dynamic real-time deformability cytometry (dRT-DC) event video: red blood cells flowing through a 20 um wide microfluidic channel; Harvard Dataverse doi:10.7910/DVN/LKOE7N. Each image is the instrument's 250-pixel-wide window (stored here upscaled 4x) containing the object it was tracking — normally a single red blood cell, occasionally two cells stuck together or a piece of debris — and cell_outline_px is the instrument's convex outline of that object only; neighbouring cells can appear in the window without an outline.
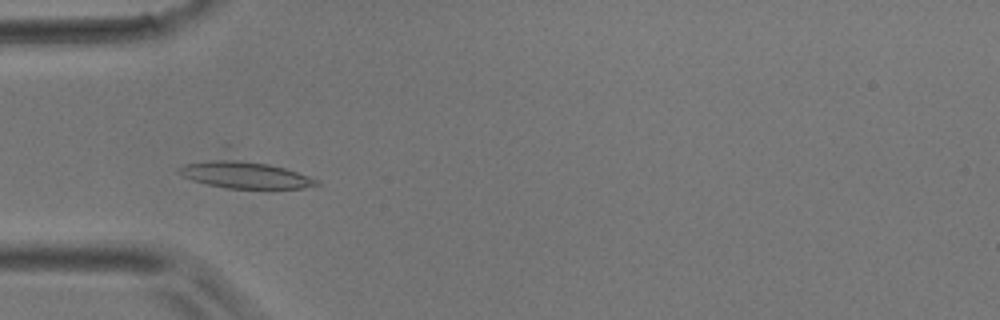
{"species": "common noctule bat (a hibernating species)", "species_latin": "Nyctalus noctula", "temperature_condition": "room temperature", "stored_images_in_passage": 5, "camera_frame_rate_fps": 3000, "um_per_image_px": 0.085, "animal": {"sex": "male", "body_mass_g": 17.9}, "frame": {"image": 1, "passage_image": 3, "time_ms": 0.667, "image_size_px": [1000, 320], "cell_outline_px": [[320, 184], [304, 188], [228, 188], [208, 184], [192, 180], [176, 172], [176, 168], [224, 144], [228, 144], [320, 180]], "centroid_in_image_um": [20.63, 14.53], "position_along_channel_um": 64.4, "area_um2": 27.05}}
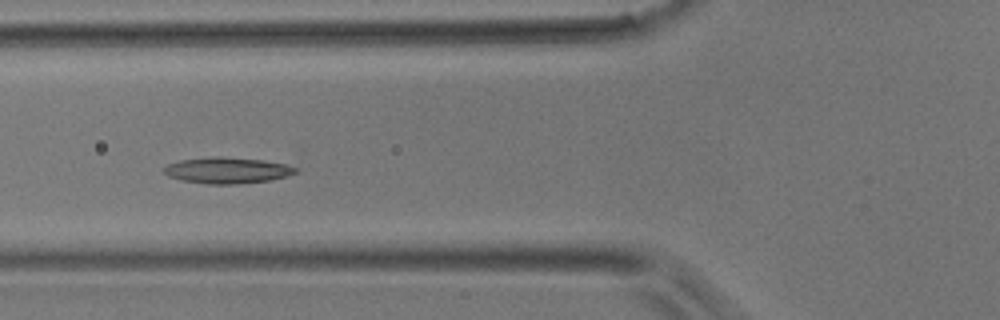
{"frame": {"image": 2, "passage_image": 4, "time_ms": 1.0, "image_size_px": [1000, 320], "cell_outline_px": [[300, 172], [288, 176], [268, 180], [236, 184], [208, 184], [180, 180], [168, 176], [164, 172], [164, 168], [168, 164], [180, 160], [264, 160], [284, 164], [300, 168]], "centroid_in_image_um": [19.39, 14.54], "position_along_channel_um": 106.4, "area_um2": 18.84}}
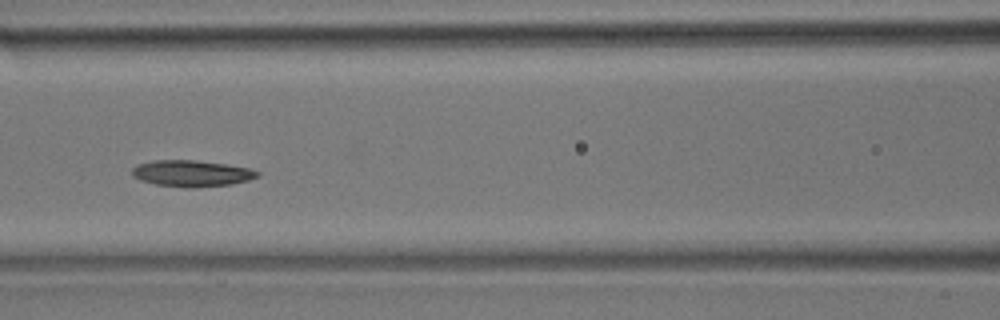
{"frame": {"image": 3, "passage_image": 5, "time_ms": 1.333, "image_size_px": [1000, 320], "cell_outline_px": [[260, 176], [248, 180], [232, 184], [196, 188], [192, 188], [156, 184], [140, 180], [132, 176], [132, 168], [136, 164], [152, 160], [196, 160], [224, 164], [248, 168], [260, 172]], "centroid_in_image_um": [16.27, 14.74], "position_along_channel_um": 150.3, "area_um2": 19.31}}